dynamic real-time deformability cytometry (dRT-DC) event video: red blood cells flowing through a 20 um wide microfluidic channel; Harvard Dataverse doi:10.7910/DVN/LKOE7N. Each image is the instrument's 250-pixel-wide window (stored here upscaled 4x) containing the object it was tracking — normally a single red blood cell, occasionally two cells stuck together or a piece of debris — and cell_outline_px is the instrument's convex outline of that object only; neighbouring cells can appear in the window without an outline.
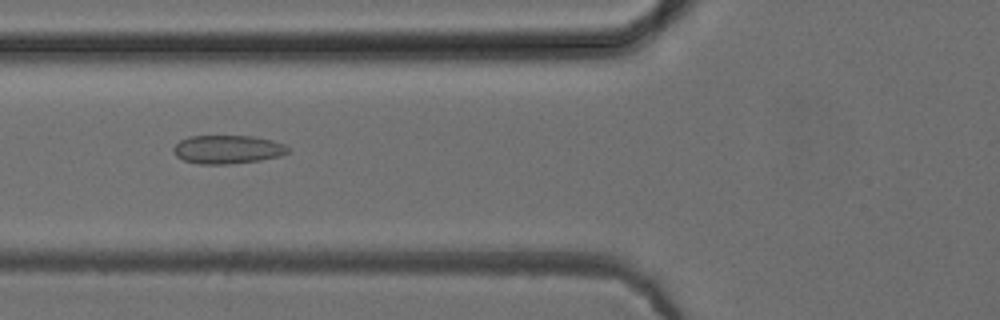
{"species": "common noctule bat (a hibernating species)", "species_latin": "Nyctalus noctula", "temperature_condition": "cold", "stored_images_in_passage": 31, "camera_frame_rate_fps": 3000, "um_per_image_px": 0.085, "animal": {"sex": "female", "body_mass_g": 24.6, "forearm_length_mm": 56.2}, "frame": {"image": 1, "passage_image": 10, "time_ms": 3.0, "image_size_px": [1000, 320], "cell_outline_px": [[288, 152], [280, 156], [260, 160], [228, 164], [200, 164], [184, 160], [176, 156], [172, 148], [180, 140], [188, 136], [252, 136], [272, 140], [284, 144], [288, 148]], "centroid_in_image_um": [19.32, 12.7], "position_along_channel_um": 106.5, "area_um2": 18.96}}
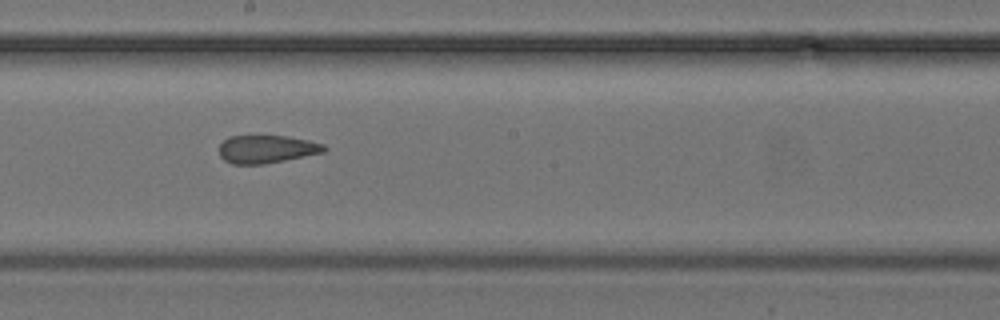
{"frame": {"image": 2, "passage_image": 19, "time_ms": 6.0, "image_size_px": [1000, 320], "cell_outline_px": [[328, 148], [324, 152], [264, 164], [232, 164], [224, 160], [220, 156], [220, 144], [228, 136], [284, 136], [308, 140], [324, 144]], "centroid_in_image_um": [22.66, 12.67], "position_along_channel_um": 225.5, "area_um2": 16.99}}
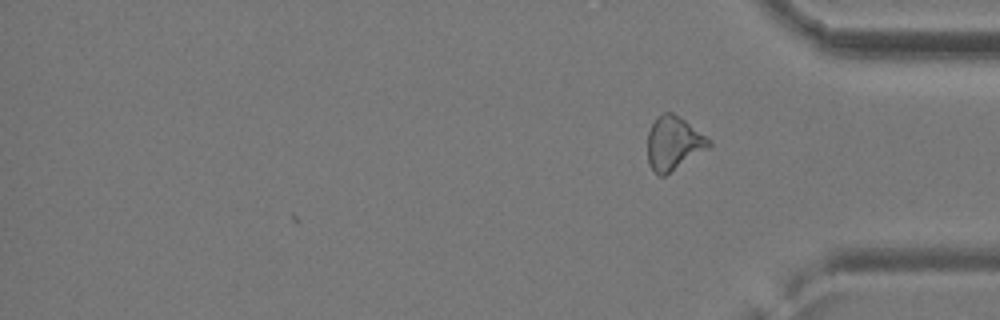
{"frame": {"image": 3, "passage_image": 31, "time_ms": 10.0, "image_size_px": [1000, 320], "cell_outline_px": [[712, 144], [708, 148], [664, 176], [660, 176], [648, 164], [648, 132], [656, 116], [664, 112], [672, 112], [684, 120], [712, 140]], "centroid_in_image_um": [57.25, 12.16], "position_along_channel_um": 378.0, "area_um2": 18.96}, "authors_computed_cell_mechanics": {"area_um2": 17.9758, "velocity_mm_per_s": 3.9562, "shape_relaxation_time_tau1_ms": null, "shape_relaxation_time_tau2_ms": 2.1234, "deformation_change_tau1": null, "deformation_change_tau2": 0.0938}}